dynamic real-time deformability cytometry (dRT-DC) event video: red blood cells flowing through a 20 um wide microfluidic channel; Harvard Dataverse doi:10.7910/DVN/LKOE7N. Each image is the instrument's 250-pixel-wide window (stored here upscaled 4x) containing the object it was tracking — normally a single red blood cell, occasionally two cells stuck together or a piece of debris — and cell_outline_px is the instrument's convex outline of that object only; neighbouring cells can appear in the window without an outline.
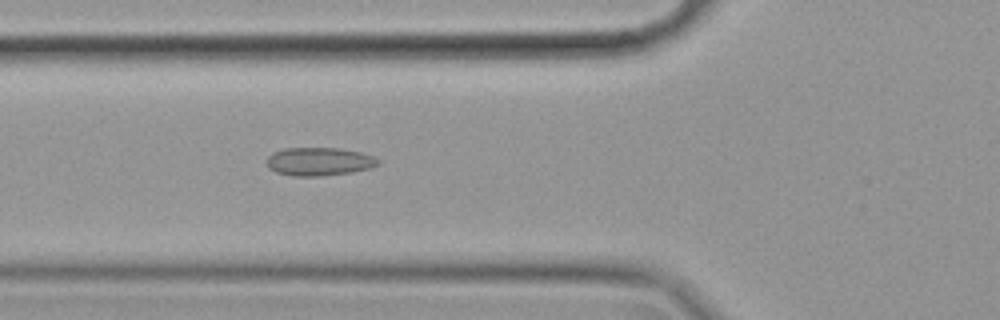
{"species": "common noctule bat (a hibernating species)", "species_latin": "Nyctalus noctula", "temperature_condition": "cold", "stored_images_in_passage": 56, "camera_frame_rate_fps": 3000, "um_per_image_px": 0.085, "animal": {"sex": "female", "body_mass_g": 19.9}, "frame": {"image": 1, "passage_image": 20, "time_ms": 6.333, "image_size_px": [1000, 320], "cell_outline_px": [[380, 164], [372, 168], [352, 172], [320, 176], [292, 176], [276, 172], [268, 168], [268, 156], [272, 152], [284, 148], [340, 148], [360, 152], [372, 156], [380, 160]], "centroid_in_image_um": [27.14, 13.73], "position_along_channel_um": 98.7, "area_um2": 18.44}}
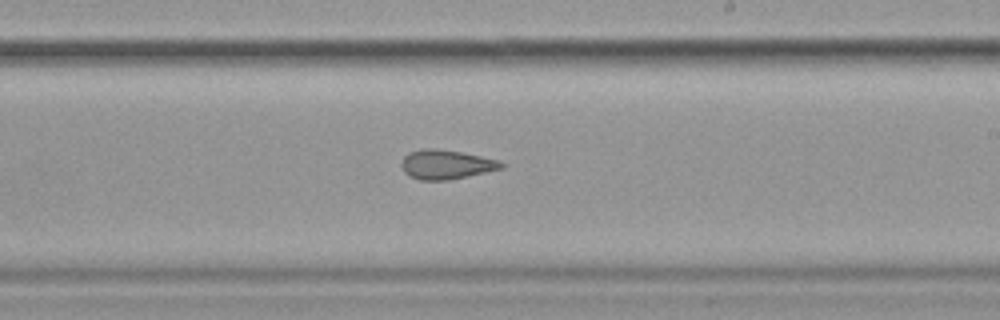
{"frame": {"image": 2, "passage_image": 33, "time_ms": 10.667, "image_size_px": [1000, 320], "cell_outline_px": [[504, 168], [468, 176], [448, 180], [420, 180], [408, 176], [404, 172], [400, 164], [404, 156], [408, 152], [424, 148], [436, 148], [460, 152], [500, 160], [504, 164]], "centroid_in_image_um": [37.9, 13.98], "position_along_channel_um": 251.1, "area_um2": 17.17}}
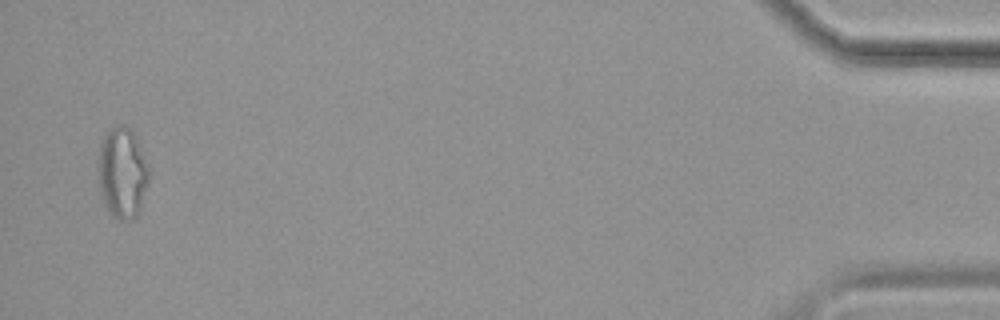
{"frame": {"image": 3, "passage_image": 55, "time_ms": 18.0, "image_size_px": [1000, 320], "cell_outline_px": [[152, 172], [140, 208], [136, 216], [128, 220], [120, 220], [112, 216], [108, 212], [104, 204], [100, 192], [96, 164], [100, 144], [108, 128], [116, 124], [124, 124], [136, 136], [152, 168]], "centroid_in_image_um": [10.41, 14.65], "position_along_channel_um": 424.8, "area_um2": 27.98}, "authors_computed_cell_mechanics": {"area_um2": 19.1318, "velocity_mm_per_s": 3.5211, "shape_relaxation_time_tau1_ms": null, "shape_relaxation_time_tau2_ms": 2.4185, "deformation_change_tau1": null, "deformation_change_tau2": 0.0947}}